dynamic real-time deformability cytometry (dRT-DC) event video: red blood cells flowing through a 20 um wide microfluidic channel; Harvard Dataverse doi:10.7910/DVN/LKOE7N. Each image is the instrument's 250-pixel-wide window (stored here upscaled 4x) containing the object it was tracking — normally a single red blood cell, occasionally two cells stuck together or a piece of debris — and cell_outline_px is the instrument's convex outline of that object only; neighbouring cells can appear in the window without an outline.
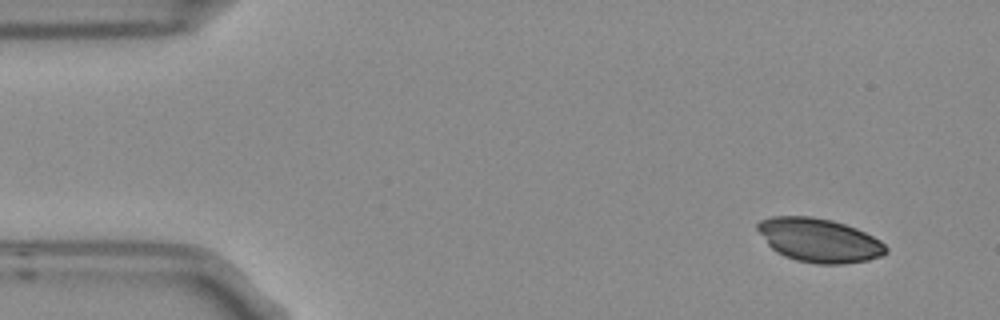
{"species": "Egyptian fruit bat (a non-hibernating species)", "species_latin": "Rousettus aegyptiacus", "temperature_condition": "room temperature", "stored_images_in_passage": 4, "camera_frame_rate_fps": 3000, "um_per_image_px": 0.085, "frame": {"image": 1, "passage_image": 1, "time_ms": 0.0, "image_size_px": [1000, 320], "cell_outline_px": [[888, 252], [880, 256], [868, 260], [844, 264], [816, 264], [796, 260], [784, 256], [776, 252], [768, 244], [756, 228], [756, 224], [760, 220], [772, 216], [808, 216], [832, 220], [856, 228], [880, 240], [888, 248]], "centroid_in_image_um": [69.62, 20.42], "position_along_channel_um": 15.4, "area_um2": 32.77}}
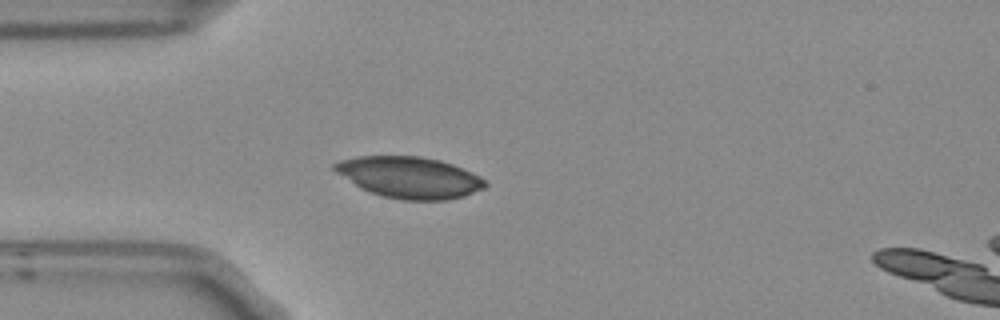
{"frame": {"image": 2, "passage_image": 4, "time_ms": 1.0, "image_size_px": [1000, 320], "cell_outline_px": [[488, 184], [484, 188], [464, 196], [448, 200], [400, 200], [384, 196], [360, 188], [336, 172], [332, 168], [332, 164], [340, 160], [356, 156], [420, 156], [440, 160], [452, 164], [472, 172], [480, 176]], "centroid_in_image_um": [34.8, 15.07], "position_along_channel_um": 50.2, "area_um2": 36.3}}